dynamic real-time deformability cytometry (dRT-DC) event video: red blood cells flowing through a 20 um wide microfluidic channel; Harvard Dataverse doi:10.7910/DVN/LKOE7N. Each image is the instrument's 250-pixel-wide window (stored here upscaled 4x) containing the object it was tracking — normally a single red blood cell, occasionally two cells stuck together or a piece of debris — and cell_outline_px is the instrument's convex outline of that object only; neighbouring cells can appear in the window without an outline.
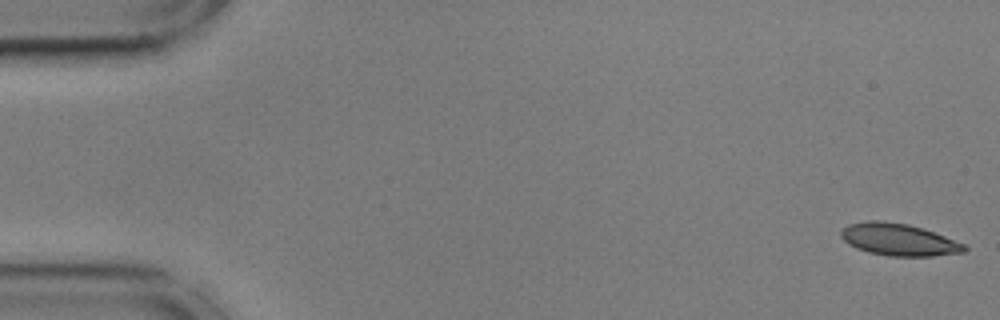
{"species": "common noctule bat (a hibernating species)", "species_latin": "Nyctalus noctula", "temperature_condition": "cold", "stored_images_in_passage": 55, "camera_frame_rate_fps": 3000, "um_per_image_px": 0.085, "animal": {"sex": "male", "body_mass_g": 17.9, "forearm_length_mm": 54.2}, "frame": {"image": 1, "passage_image": 1, "time_ms": 0.0, "image_size_px": [1000, 320], "cell_outline_px": [[968, 248], [964, 252], [932, 256], [888, 256], [868, 252], [856, 248], [848, 244], [840, 236], [840, 232], [848, 224], [868, 220], [884, 220], [908, 224], [924, 228], [964, 244]], "centroid_in_image_um": [76.37, 20.36], "position_along_channel_um": 8.6, "area_um2": 23.18}}
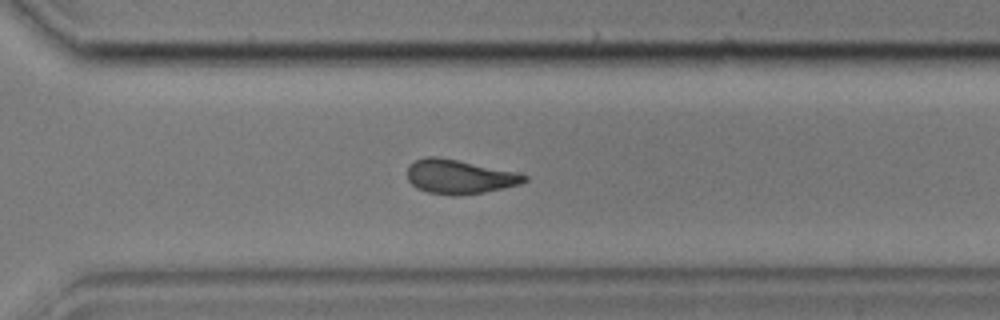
{"frame": {"image": 2, "passage_image": 39, "time_ms": 12.667, "image_size_px": [1000, 320], "cell_outline_px": [[528, 180], [520, 184], [504, 188], [484, 192], [460, 196], [452, 196], [428, 192], [416, 188], [408, 180], [408, 164], [424, 156], [440, 156], [516, 172], [528, 176]], "centroid_in_image_um": [39.03, 15.02], "position_along_channel_um": 331.6, "area_um2": 23.52}}
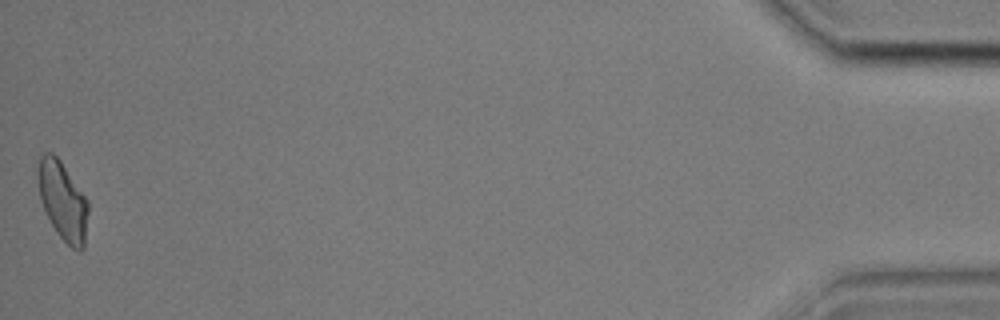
{"frame": {"image": 3, "passage_image": 55, "time_ms": 18.0, "image_size_px": [1000, 320], "cell_outline_px": [[88, 212], [84, 248], [80, 252], [72, 248], [56, 232], [40, 200], [36, 172], [40, 156], [44, 152], [52, 152], [60, 160], [88, 200]], "centroid_in_image_um": [5.32, 17.05], "position_along_channel_um": 429.9, "area_um2": 23.0}, "authors_computed_cell_mechanics": {"area_um2": 23.4668, "velocity_mm_per_s": 3.5947, "shape_relaxation_time_tau1_ms": 4.6775, "shape_relaxation_time_tau2_ms": 3.831, "deformation_change_tau1": 0.1367, "deformation_change_tau2": 0.103}}